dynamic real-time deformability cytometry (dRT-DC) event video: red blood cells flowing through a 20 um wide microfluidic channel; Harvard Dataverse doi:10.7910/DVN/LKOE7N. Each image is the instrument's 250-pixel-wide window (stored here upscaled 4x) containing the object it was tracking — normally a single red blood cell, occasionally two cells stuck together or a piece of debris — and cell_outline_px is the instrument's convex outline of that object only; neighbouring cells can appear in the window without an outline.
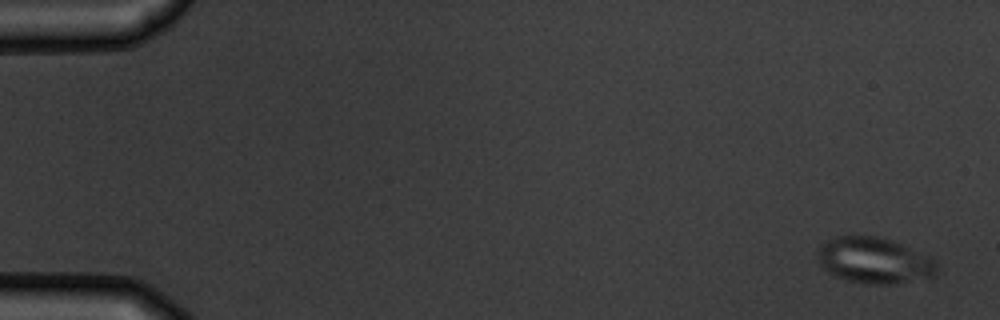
{"species": "common noctule bat (a hibernating species)", "species_latin": "Nyctalus noctula", "temperature_condition": "warm", "stored_images_in_passage": 7, "camera_frame_rate_fps": 3000, "um_per_image_px": 0.085, "animal": {"sex": "male", "body_mass_g": 19.5, "forearm_length_mm": 54.6}, "frame": {"image": 1, "passage_image": 1, "time_ms": 0.0, "image_size_px": [1000, 320], "cell_outline_px": [[936, 272], [932, 276], [896, 284], [864, 284], [844, 280], [828, 272], [820, 264], [820, 248], [828, 240], [836, 236], [880, 236], [892, 240], [928, 256], [936, 260]], "centroid_in_image_um": [74.32, 22.15], "position_along_channel_um": 10.7, "area_um2": 31.62}}